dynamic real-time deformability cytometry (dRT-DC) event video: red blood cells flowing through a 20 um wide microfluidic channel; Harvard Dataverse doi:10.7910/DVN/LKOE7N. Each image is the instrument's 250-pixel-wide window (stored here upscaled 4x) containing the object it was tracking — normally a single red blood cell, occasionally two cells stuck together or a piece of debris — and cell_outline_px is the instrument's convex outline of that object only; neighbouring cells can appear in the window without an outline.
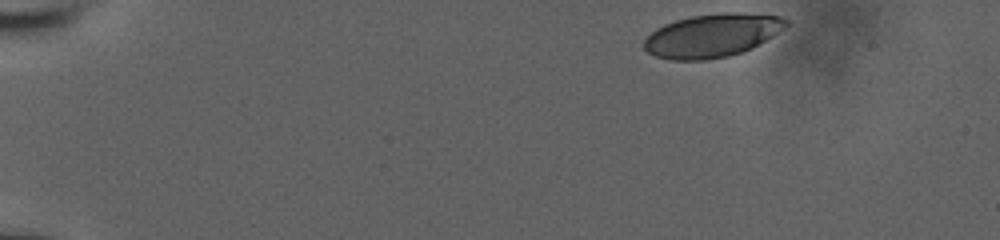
{"species": "human", "species_latin": "Homo sapiens", "temperature_condition": "room temperature", "stored_images_in_passage": 42, "camera_frame_rate_fps": 3000, "um_per_image_px": 0.085, "donor": {"sex": "male"}, "frame": {"image": 1, "passage_image": 1, "time_ms": 0.0, "image_size_px": [1000, 240], "cell_outline_px": [[792, 20], [784, 28], [772, 36], [752, 48], [744, 52], [728, 56], [704, 60], [668, 60], [656, 56], [648, 52], [644, 48], [644, 40], [656, 28], [664, 24], [676, 20], [692, 16], [720, 12], [744, 12], [780, 16]], "centroid_in_image_um": [60.56, 3.0], "position_along_channel_um": 24.4, "area_um2": 36.07}}
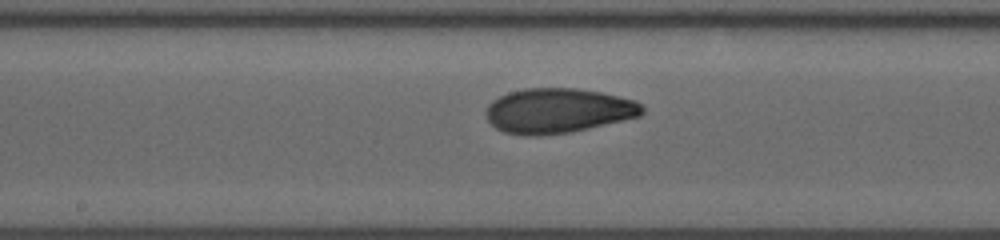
{"frame": {"image": 2, "passage_image": 24, "time_ms": 7.667, "image_size_px": [1000, 240], "cell_outline_px": [[644, 112], [640, 116], [572, 132], [540, 136], [524, 136], [504, 132], [496, 128], [488, 120], [484, 112], [488, 104], [492, 100], [508, 92], [524, 88], [576, 88], [600, 92], [636, 100], [644, 108]], "centroid_in_image_um": [47.4, 9.41], "position_along_channel_um": 200.8, "area_um2": 41.1}}
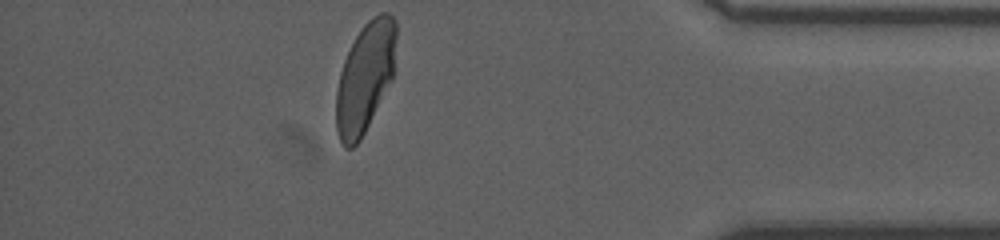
{"frame": {"image": 3, "passage_image": 42, "time_ms": 13.667, "image_size_px": [1000, 240], "cell_outline_px": [[396, 36], [392, 80], [360, 140], [352, 148], [344, 148], [340, 140], [336, 128], [336, 92], [340, 72], [344, 60], [356, 36], [364, 24], [372, 16], [380, 12], [388, 12], [396, 20]], "centroid_in_image_um": [31.03, 6.57], "position_along_channel_um": 404.2, "area_um2": 38.26}, "authors_computed_cell_mechanics": {"area_um2": 39.2173, "velocity_mm_per_s": 3.9187, "shape_relaxation_time_tau1_ms": 4.5386, "shape_relaxation_time_tau2_ms": 1.6158, "deformation_change_tau1": 0.1814, "deformation_change_tau2": 0.0658}}